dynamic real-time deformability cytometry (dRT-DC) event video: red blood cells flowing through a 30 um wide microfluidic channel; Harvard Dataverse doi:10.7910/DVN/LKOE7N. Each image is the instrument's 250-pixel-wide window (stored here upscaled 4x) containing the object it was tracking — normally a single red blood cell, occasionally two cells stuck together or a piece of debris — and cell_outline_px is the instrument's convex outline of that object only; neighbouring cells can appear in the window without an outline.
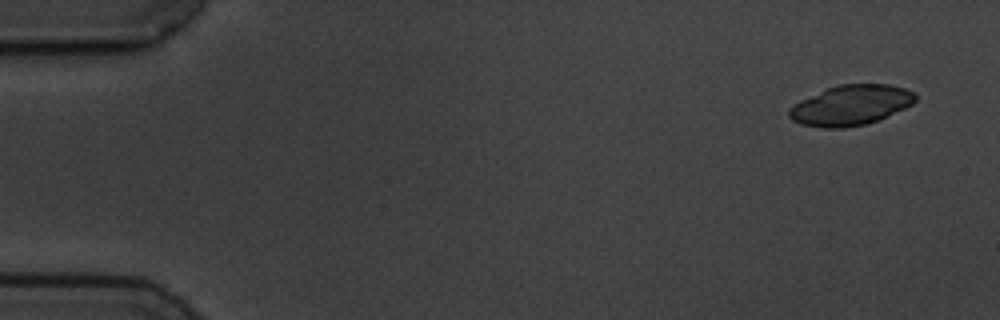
{"species": "common noctule bat (a hibernating species)", "species_latin": "Nyctalus noctula", "temperature_condition": "cold", "stored_images_in_passage": 5, "camera_frame_rate_fps": 3000, "um_per_image_px": 0.085, "animal": {"sex": "male", "body_mass_g": 19.5, "forearm_length_mm": 54.6}, "frame": {"image": 1, "passage_image": 1, "time_ms": 0.0, "image_size_px": [1000, 320], "cell_outline_px": [[916, 100], [912, 104], [904, 108], [876, 120], [864, 124], [844, 128], [824, 128], [800, 124], [792, 120], [788, 116], [788, 108], [800, 100], [828, 88], [840, 84], [888, 84], [904, 88], [912, 92], [916, 96]], "centroid_in_image_um": [72.27, 8.94], "position_along_channel_um": 12.7, "area_um2": 29.25}}